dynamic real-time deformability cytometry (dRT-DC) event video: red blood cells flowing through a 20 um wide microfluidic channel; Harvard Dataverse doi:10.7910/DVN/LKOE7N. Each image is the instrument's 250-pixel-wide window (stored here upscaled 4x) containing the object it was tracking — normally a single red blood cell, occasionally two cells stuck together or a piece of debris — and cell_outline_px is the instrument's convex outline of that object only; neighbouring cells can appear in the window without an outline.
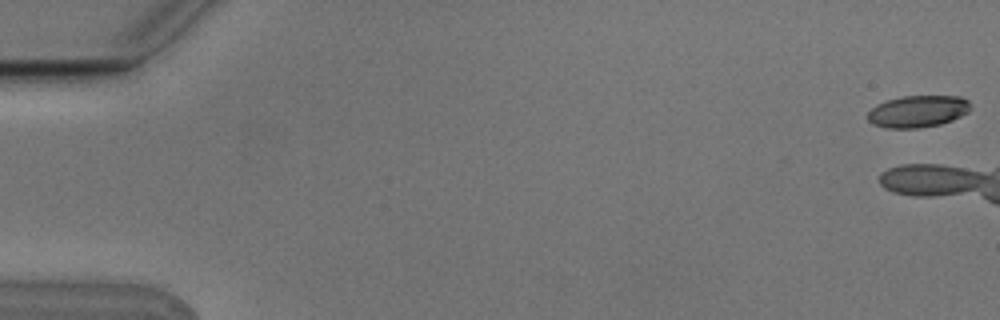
{"species": "Egyptian fruit bat (a non-hibernating species)", "species_latin": "Rousettus aegyptiacus", "temperature_condition": "cold", "stored_images_in_passage": 5, "camera_frame_rate_fps": 3000, "um_per_image_px": 0.085, "animal": {"sex": "male"}, "frame": {"image": 1, "passage_image": 1, "time_ms": 0.0, "image_size_px": [1000, 320], "cell_outline_px": [[968, 112], [952, 120], [940, 124], [920, 128], [884, 128], [872, 124], [868, 120], [868, 112], [876, 104], [900, 96], [960, 96], [968, 100]], "centroid_in_image_um": [77.97, 9.47], "position_along_channel_um": 7.0, "area_um2": 19.07}}